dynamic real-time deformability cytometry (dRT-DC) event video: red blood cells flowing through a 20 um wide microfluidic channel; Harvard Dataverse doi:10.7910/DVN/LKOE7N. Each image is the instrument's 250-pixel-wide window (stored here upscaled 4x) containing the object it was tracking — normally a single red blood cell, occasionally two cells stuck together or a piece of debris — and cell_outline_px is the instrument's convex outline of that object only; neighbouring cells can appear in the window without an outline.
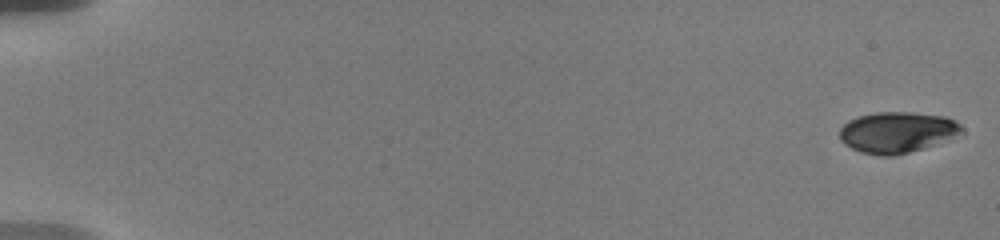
{"species": "human", "species_latin": "Homo sapiens", "temperature_condition": "warm", "stored_images_in_passage": 27, "camera_frame_rate_fps": 3000, "um_per_image_px": 0.085, "donor": {"sex": "male"}, "frame": {"image": 1, "passage_image": 1, "time_ms": 0.0, "image_size_px": [1000, 240], "cell_outline_px": [[964, 132], [920, 148], [908, 152], [892, 156], [880, 156], [860, 152], [844, 144], [840, 140], [840, 128], [848, 120], [860, 116], [876, 112], [912, 112], [944, 116], [956, 120], [964, 128]], "centroid_in_image_um": [76.22, 11.23], "position_along_channel_um": 8.8, "area_um2": 28.84}}
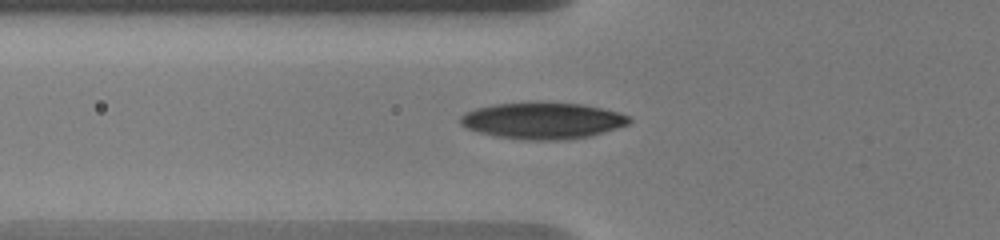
{"frame": {"image": 2, "passage_image": 16, "time_ms": 7.0, "image_size_px": [1000, 240], "cell_outline_px": [[632, 120], [628, 124], [592, 136], [568, 140], [524, 140], [496, 136], [480, 132], [468, 128], [460, 124], [460, 116], [464, 112], [476, 108], [492, 104], [536, 100], [540, 100], [584, 104], [616, 112], [628, 116]], "centroid_in_image_um": [46.1, 10.23], "position_along_channel_um": 79.7, "area_um2": 36.65}}
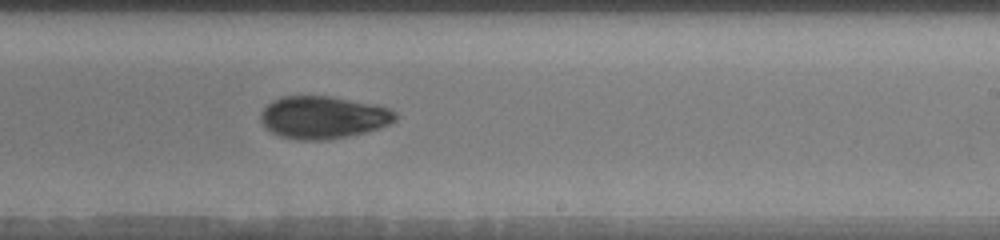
{"frame": {"image": 3, "passage_image": 27, "time_ms": 12.0, "image_size_px": [1000, 240], "cell_outline_px": [[396, 120], [388, 124], [368, 132], [328, 140], [296, 140], [280, 136], [264, 128], [260, 120], [260, 112], [272, 100], [280, 96], [332, 96], [376, 104], [388, 108], [396, 112]], "centroid_in_image_um": [27.44, 9.97], "position_along_channel_um": 261.6, "area_um2": 33.76}}